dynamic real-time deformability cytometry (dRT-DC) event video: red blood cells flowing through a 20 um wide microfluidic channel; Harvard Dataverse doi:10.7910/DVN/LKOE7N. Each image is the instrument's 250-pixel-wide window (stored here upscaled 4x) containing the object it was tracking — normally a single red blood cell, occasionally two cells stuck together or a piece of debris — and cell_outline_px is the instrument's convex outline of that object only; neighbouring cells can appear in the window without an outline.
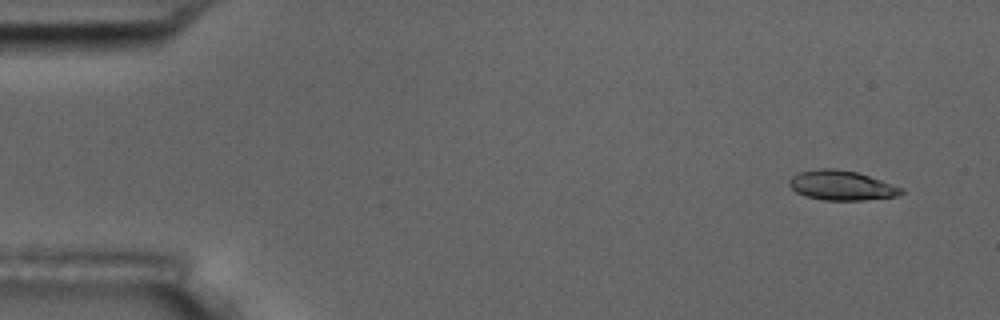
{"species": "common noctule bat (a hibernating species)", "species_latin": "Nyctalus noctula", "temperature_condition": "room temperature", "stored_images_in_passage": 9, "camera_frame_rate_fps": 3000, "um_per_image_px": 0.085, "animal": {"sex": "male", "body_mass_g": 17.5, "forearm_length_mm": 52.3}, "frame": {"image": 1, "passage_image": 1, "time_ms": 0.0, "image_size_px": [1000, 320], "cell_outline_px": [[904, 192], [896, 196], [864, 200], [824, 200], [804, 196], [796, 192], [788, 184], [788, 180], [792, 176], [800, 172], [820, 168], [832, 168], [856, 172], [904, 188]], "centroid_in_image_um": [71.5, 15.76], "position_along_channel_um": 13.5, "area_um2": 19.25}}
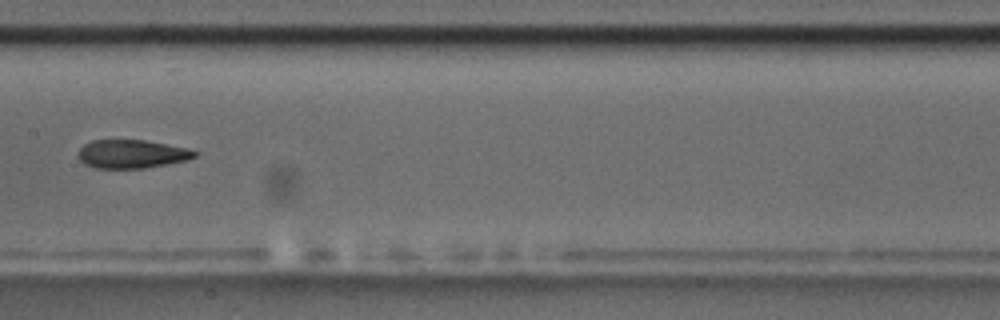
{"frame": {"image": 2, "passage_image": 8, "time_ms": 2.333, "image_size_px": [1000, 320], "cell_outline_px": [[196, 156], [188, 160], [168, 164], [144, 168], [96, 168], [84, 164], [80, 160], [80, 148], [84, 144], [92, 140], [144, 140], [188, 148], [196, 152]], "centroid_in_image_um": [11.21, 13.09], "position_along_channel_um": 196.2, "area_um2": 19.19}}
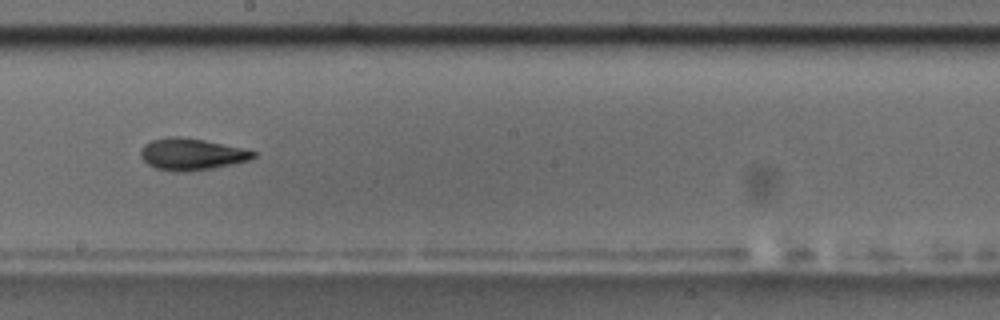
{"frame": {"image": 3, "passage_image": 9, "time_ms": 2.667, "image_size_px": [1000, 320], "cell_outline_px": [[256, 156], [248, 160], [232, 164], [212, 168], [188, 172], [176, 172], [156, 168], [148, 164], [140, 156], [140, 152], [144, 144], [152, 140], [168, 136], [180, 136], [204, 140], [240, 148], [256, 152]], "centroid_in_image_um": [16.24, 13.11], "position_along_channel_um": 232.0, "area_um2": 20.69}}